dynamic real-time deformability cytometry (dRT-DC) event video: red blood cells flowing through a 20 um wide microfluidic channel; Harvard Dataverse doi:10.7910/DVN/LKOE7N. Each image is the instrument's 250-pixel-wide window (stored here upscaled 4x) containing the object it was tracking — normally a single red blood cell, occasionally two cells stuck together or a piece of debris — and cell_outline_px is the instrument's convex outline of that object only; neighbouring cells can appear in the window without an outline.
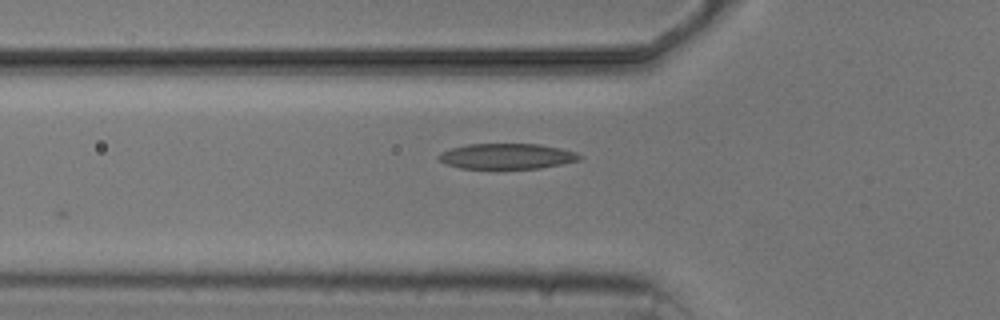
{"species": "common noctule bat (a hibernating species)", "species_latin": "Nyctalus noctula", "temperature_condition": "cold", "stored_images_in_passage": 6, "camera_frame_rate_fps": 3000, "um_per_image_px": 0.085, "animal": {"sex": "male", "body_mass_g": 20.5, "forearm_length_mm": 52.5}, "frame": {"image": 1, "passage_image": 5, "time_ms": 4.667, "image_size_px": [1000, 320], "cell_outline_px": [[584, 156], [580, 160], [540, 168], [460, 168], [444, 164], [436, 156], [440, 152], [452, 148], [468, 144], [540, 144], [560, 148], [576, 152]], "centroid_in_image_um": [43.08, 13.27], "position_along_channel_um": 82.7, "area_um2": 20.92}}